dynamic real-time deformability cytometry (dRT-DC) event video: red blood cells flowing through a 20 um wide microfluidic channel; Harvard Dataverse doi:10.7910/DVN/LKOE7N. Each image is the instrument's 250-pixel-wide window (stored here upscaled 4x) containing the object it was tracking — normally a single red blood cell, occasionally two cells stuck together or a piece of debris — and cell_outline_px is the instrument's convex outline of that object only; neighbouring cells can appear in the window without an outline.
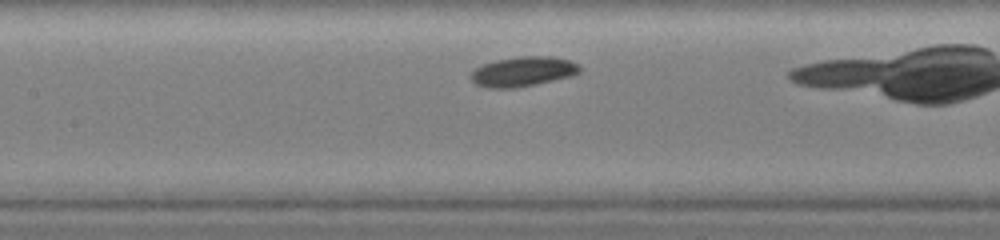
{"species": "common noctule bat (a hibernating species)", "species_latin": "Nyctalus noctula", "temperature_condition": "warm", "stored_images_in_passage": 28, "camera_frame_rate_fps": 3000, "um_per_image_px": 0.085, "animal": {"sex": "female", "body_mass_g": 19.0, "forearm_length_mm": 51.5}, "frame": {"image": 1, "passage_image": 7, "time_ms": 2.0, "image_size_px": [1000, 240], "cell_outline_px": [[580, 72], [572, 76], [520, 88], [488, 88], [476, 84], [472, 80], [472, 72], [476, 68], [484, 64], [496, 60], [520, 56], [552, 56], [568, 60], [580, 64]], "centroid_in_image_um": [44.5, 6.09], "position_along_channel_um": 162.9, "area_um2": 18.96}}
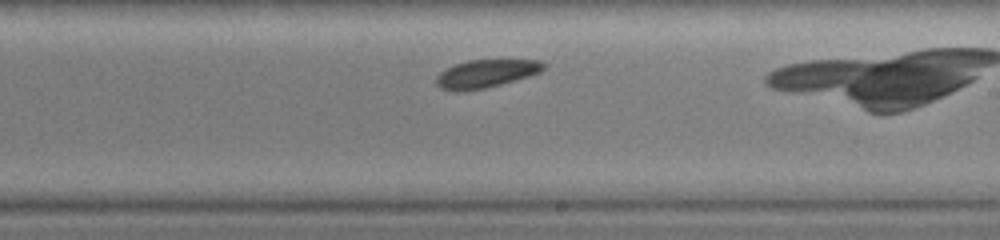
{"frame": {"image": 2, "passage_image": 12, "time_ms": 3.667, "image_size_px": [1000, 240], "cell_outline_px": [[548, 64], [540, 72], [516, 80], [484, 88], [464, 92], [452, 92], [440, 88], [436, 84], [436, 76], [440, 72], [456, 64], [468, 60], [540, 60]], "centroid_in_image_um": [41.29, 6.27], "position_along_channel_um": 247.7, "area_um2": 17.63}}